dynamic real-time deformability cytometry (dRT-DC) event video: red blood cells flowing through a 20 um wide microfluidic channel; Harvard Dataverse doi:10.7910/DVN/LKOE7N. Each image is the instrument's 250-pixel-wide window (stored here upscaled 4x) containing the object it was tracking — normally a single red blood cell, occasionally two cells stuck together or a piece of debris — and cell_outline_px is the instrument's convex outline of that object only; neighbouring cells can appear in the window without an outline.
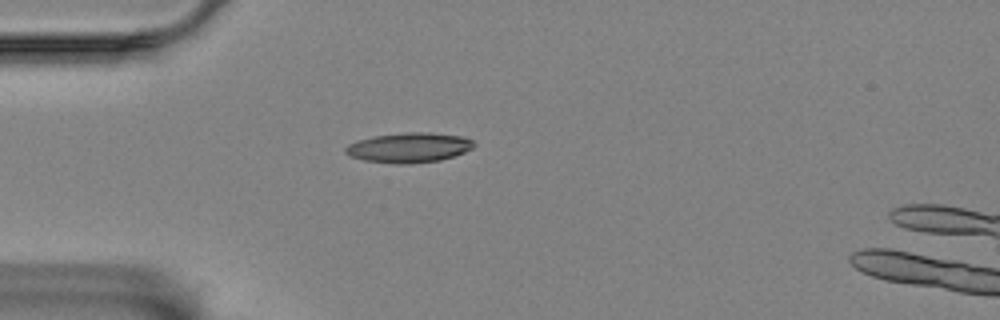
{"species": "Egyptian fruit bat (a non-hibernating species)", "species_latin": "Rousettus aegyptiacus", "temperature_condition": "room temperature", "stored_images_in_passage": 27, "camera_frame_rate_fps": 3000, "um_per_image_px": 0.085, "animal": {"sex": "female"}, "frame": {"image": 1, "passage_image": 1, "time_ms": 0.0, "image_size_px": [1000, 320], "cell_outline_px": [[476, 144], [472, 148], [464, 152], [440, 160], [408, 164], [396, 164], [364, 160], [352, 156], [344, 152], [344, 148], [348, 144], [360, 140], [376, 136], [408, 132], [428, 132], [464, 136], [472, 140]], "centroid_in_image_um": [34.79, 12.54], "position_along_channel_um": 50.2, "area_um2": 22.2}}
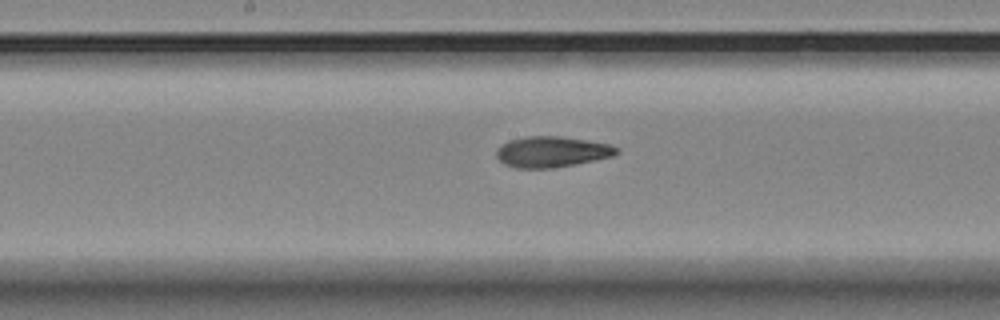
{"frame": {"image": 2, "passage_image": 15, "time_ms": 4.667, "image_size_px": [1000, 320], "cell_outline_px": [[620, 152], [612, 156], [552, 168], [516, 168], [504, 164], [496, 156], [496, 152], [508, 140], [524, 136], [560, 136], [588, 140], [608, 144], [620, 148]], "centroid_in_image_um": [46.9, 12.89], "position_along_channel_um": 201.3, "area_um2": 21.39}}
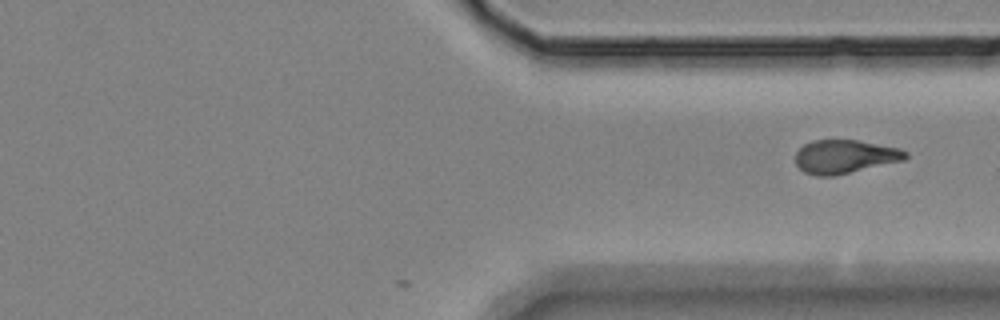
{"frame": {"image": 3, "passage_image": 27, "time_ms": 8.667, "image_size_px": [1000, 320], "cell_outline_px": [[908, 156], [904, 160], [832, 176], [816, 176], [804, 172], [796, 164], [796, 152], [804, 144], [812, 140], [856, 140], [900, 148], [908, 152]], "centroid_in_image_um": [71.8, 13.31], "position_along_channel_um": 339.6, "area_um2": 21.39}}